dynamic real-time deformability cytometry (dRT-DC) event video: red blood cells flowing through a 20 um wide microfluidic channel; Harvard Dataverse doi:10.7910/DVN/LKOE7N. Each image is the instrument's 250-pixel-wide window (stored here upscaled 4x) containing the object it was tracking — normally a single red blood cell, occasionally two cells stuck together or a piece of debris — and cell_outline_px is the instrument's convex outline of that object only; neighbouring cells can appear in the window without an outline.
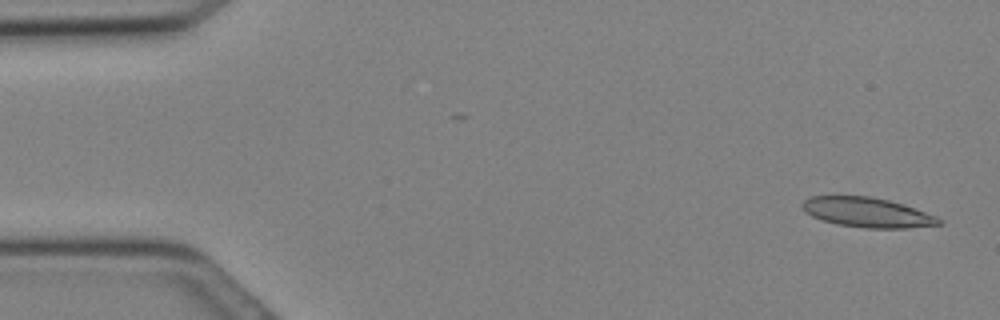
{"species": "Egyptian fruit bat (a non-hibernating species)", "species_latin": "Rousettus aegyptiacus", "temperature_condition": "cold", "stored_images_in_passage": 17, "camera_frame_rate_fps": 3000, "um_per_image_px": 0.085, "animal": {"sex": "female"}, "frame": {"image": 1, "passage_image": 2, "time_ms": 0.333, "image_size_px": [1000, 320], "cell_outline_px": [[944, 220], [940, 224], [908, 228], [864, 228], [836, 224], [820, 220], [804, 212], [800, 204], [804, 200], [812, 196], [868, 196], [888, 200], [936, 216]], "centroid_in_image_um": [73.65, 18.06], "position_along_channel_um": 11.3, "area_um2": 23.58}}
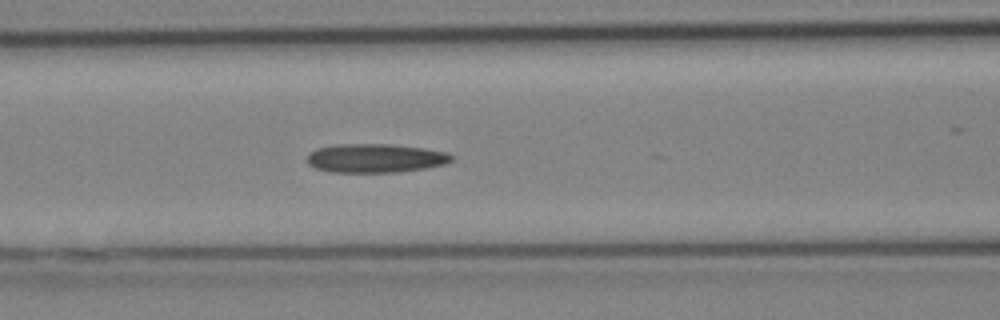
{"frame": {"image": 2, "passage_image": 13, "time_ms": 4.0, "image_size_px": [1000, 320], "cell_outline_px": [[452, 160], [444, 164], [428, 168], [396, 172], [332, 172], [316, 168], [308, 164], [308, 152], [316, 148], [340, 144], [388, 144], [424, 148], [448, 152], [452, 156]], "centroid_in_image_um": [31.91, 13.44], "position_along_channel_um": 134.7, "area_um2": 24.28}}
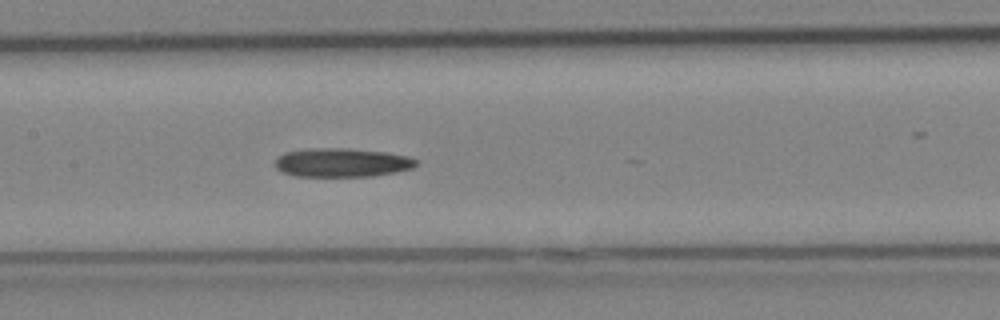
{"frame": {"image": 3, "passage_image": 15, "time_ms": 4.667, "image_size_px": [1000, 320], "cell_outline_px": [[420, 160], [412, 168], [396, 172], [372, 176], [296, 176], [284, 172], [276, 168], [276, 160], [284, 152], [308, 148], [348, 148], [384, 152], [408, 156]], "centroid_in_image_um": [29.09, 13.81], "position_along_channel_um": 178.3, "area_um2": 23.64}}